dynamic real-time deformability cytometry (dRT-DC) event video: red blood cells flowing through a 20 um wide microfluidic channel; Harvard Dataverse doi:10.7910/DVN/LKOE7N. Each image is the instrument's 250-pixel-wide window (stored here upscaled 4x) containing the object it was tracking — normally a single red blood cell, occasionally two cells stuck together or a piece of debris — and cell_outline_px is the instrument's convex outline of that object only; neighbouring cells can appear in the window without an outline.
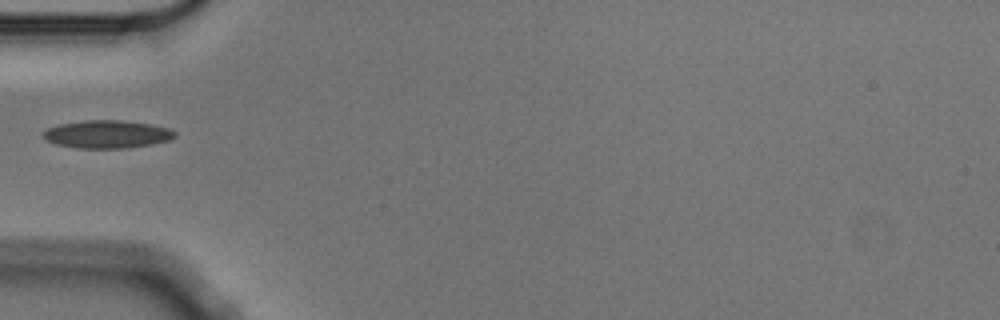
{"species": "Egyptian fruit bat (a non-hibernating species)", "species_latin": "Rousettus aegyptiacus", "temperature_condition": "cold", "stored_images_in_passage": 2, "camera_frame_rate_fps": 3000, "um_per_image_px": 0.085, "animal": {"sex": "male"}, "frame": {"image": 1, "passage_image": 1, "time_ms": 0.0, "image_size_px": [1000, 320], "cell_outline_px": [[176, 136], [168, 140], [152, 144], [128, 148], [80, 148], [56, 144], [44, 140], [40, 132], [48, 128], [60, 124], [84, 120], [120, 120], [152, 124], [168, 128], [176, 132]], "centroid_in_image_um": [9.07, 11.41], "position_along_channel_um": 75.9, "area_um2": 21.5}}
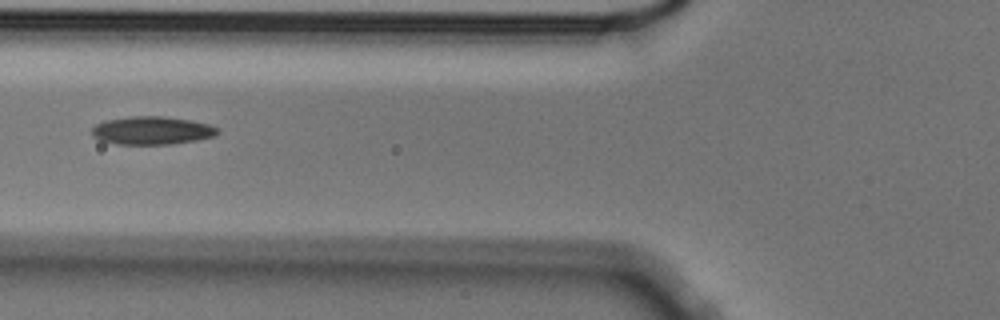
{"frame": {"image": 2, "passage_image": 2, "time_ms": 0.333, "image_size_px": [1000, 320], "cell_outline_px": [[220, 132], [216, 136], [196, 140], [172, 144], [116, 144], [100, 140], [92, 136], [92, 128], [96, 124], [104, 120], [128, 116], [164, 116], [192, 120], [208, 124], [220, 128]], "centroid_in_image_um": [12.93, 11.08], "position_along_channel_um": 112.9, "area_um2": 20.87}}